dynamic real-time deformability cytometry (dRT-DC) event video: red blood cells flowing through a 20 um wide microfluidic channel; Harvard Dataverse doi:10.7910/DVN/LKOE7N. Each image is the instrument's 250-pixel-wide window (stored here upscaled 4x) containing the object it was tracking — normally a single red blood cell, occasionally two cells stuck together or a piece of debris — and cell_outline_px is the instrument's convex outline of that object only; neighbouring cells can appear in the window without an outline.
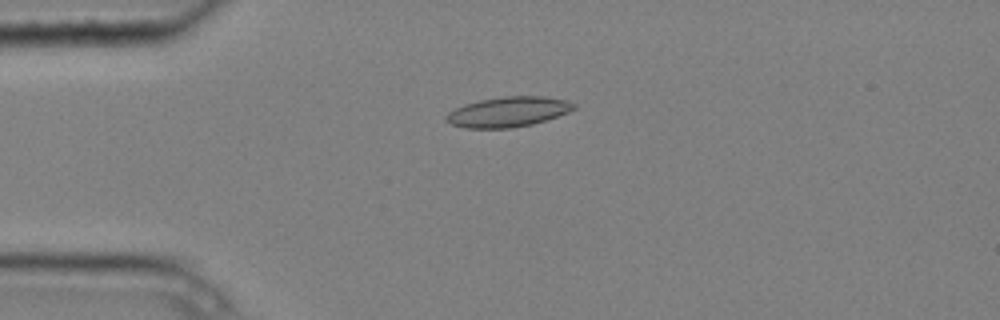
{"species": "common noctule bat (a hibernating species)", "species_latin": "Nyctalus noctula", "temperature_condition": "cold", "stored_images_in_passage": 4, "camera_frame_rate_fps": 3000, "um_per_image_px": 0.085, "animal": {"sex": "male", "body_mass_g": 20.4}, "frame": {"image": 1, "passage_image": 3, "time_ms": 0.667, "image_size_px": [1000, 320], "cell_outline_px": [[576, 108], [568, 112], [532, 124], [512, 128], [464, 128], [452, 124], [444, 116], [448, 112], [464, 104], [480, 100], [504, 96], [544, 96], [568, 100], [576, 104]], "centroid_in_image_um": [43.2, 9.5], "position_along_channel_um": 41.8, "area_um2": 22.31}}